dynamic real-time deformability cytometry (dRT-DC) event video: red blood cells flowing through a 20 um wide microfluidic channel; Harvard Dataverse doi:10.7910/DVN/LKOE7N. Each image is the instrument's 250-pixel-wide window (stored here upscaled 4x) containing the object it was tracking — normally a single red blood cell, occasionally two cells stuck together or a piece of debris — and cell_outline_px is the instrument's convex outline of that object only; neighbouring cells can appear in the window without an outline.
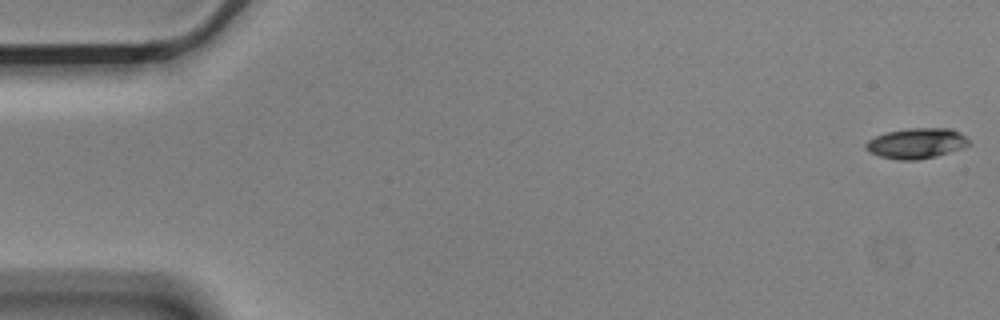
{"species": "Egyptian fruit bat (a non-hibernating species)", "species_latin": "Rousettus aegyptiacus", "temperature_condition": "cold", "stored_images_in_passage": 6, "camera_frame_rate_fps": 3000, "um_per_image_px": 0.085, "animal": {"sex": "male"}, "frame": {"image": 1, "passage_image": 1, "time_ms": 0.0, "image_size_px": [1000, 320], "cell_outline_px": [[972, 144], [964, 148], [936, 156], [916, 160], [896, 160], [880, 156], [868, 152], [864, 148], [864, 144], [868, 140], [876, 136], [888, 132], [908, 128], [952, 128], [960, 132]], "centroid_in_image_um": [77.9, 12.18], "position_along_channel_um": 7.1, "area_um2": 18.44}}